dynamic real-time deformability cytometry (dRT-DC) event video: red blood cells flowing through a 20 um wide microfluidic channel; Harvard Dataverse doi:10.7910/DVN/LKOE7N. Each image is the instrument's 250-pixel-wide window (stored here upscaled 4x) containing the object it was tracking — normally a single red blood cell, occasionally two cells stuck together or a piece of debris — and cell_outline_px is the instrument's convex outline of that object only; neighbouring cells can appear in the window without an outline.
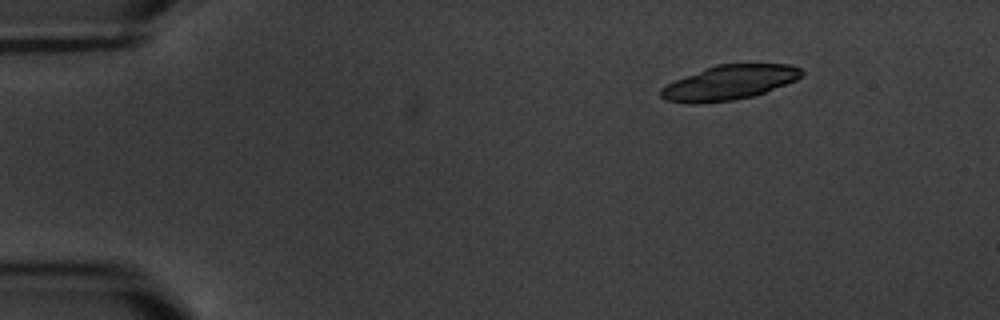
{"species": "common noctule bat (a hibernating species)", "species_latin": "Nyctalus noctula", "temperature_condition": "warm", "stored_images_in_passage": 5, "camera_frame_rate_fps": 3000, "um_per_image_px": 0.085, "animal": {"sex": "male", "body_mass_g": 20.1, "forearm_length_mm": 53.5}, "frame": {"image": 1, "passage_image": 1, "time_ms": 0.0, "image_size_px": [1000, 320], "cell_outline_px": [[804, 72], [796, 80], [764, 92], [752, 96], [732, 100], [696, 104], [688, 104], [668, 100], [660, 96], [660, 88], [676, 80], [716, 64], [788, 64], [800, 68]], "centroid_in_image_um": [61.98, 7.02], "position_along_channel_um": 23.0, "area_um2": 27.98}}